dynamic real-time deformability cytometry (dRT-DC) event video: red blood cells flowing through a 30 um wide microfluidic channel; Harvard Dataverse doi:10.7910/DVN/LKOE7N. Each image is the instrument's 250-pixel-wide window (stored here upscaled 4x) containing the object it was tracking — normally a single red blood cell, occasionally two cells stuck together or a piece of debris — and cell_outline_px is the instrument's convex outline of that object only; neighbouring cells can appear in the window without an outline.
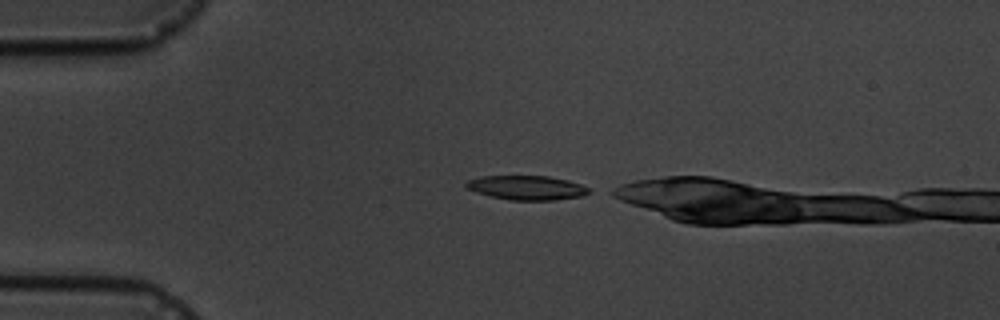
{"species": "common noctule bat (a hibernating species)", "species_latin": "Nyctalus noctula", "temperature_condition": "cold", "stored_images_in_passage": 2, "camera_frame_rate_fps": 3000, "um_per_image_px": 0.085, "animal": {"sex": "male", "body_mass_g": 19.5, "forearm_length_mm": 54.6}, "frame": {"image": 1, "passage_image": 1, "time_ms": 0.0, "image_size_px": [1000, 320], "cell_outline_px": [[592, 192], [584, 196], [556, 200], [508, 200], [476, 192], [464, 188], [464, 184], [468, 180], [480, 176], [548, 176], [568, 180], [580, 184], [588, 188]], "centroid_in_image_um": [44.77, 15.96], "position_along_channel_um": 40.2, "area_um2": 17.51}}